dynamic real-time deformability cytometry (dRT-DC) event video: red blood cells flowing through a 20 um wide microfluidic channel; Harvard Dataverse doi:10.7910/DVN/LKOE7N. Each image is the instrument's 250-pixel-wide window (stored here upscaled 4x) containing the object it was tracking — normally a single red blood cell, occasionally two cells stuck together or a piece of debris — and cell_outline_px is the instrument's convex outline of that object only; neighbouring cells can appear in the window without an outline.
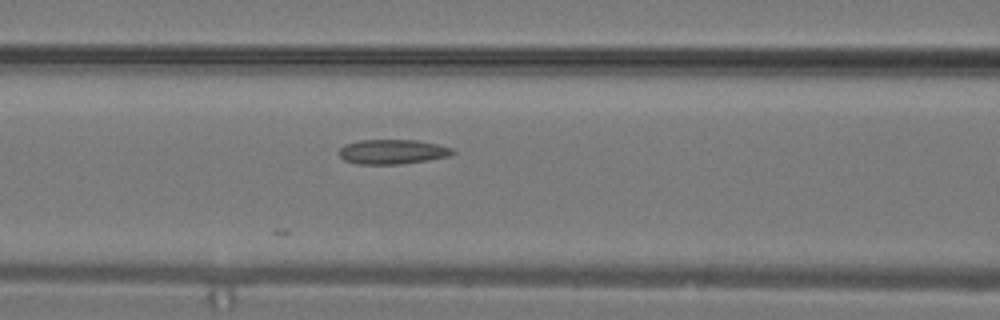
{"species": "common noctule bat (a hibernating species)", "species_latin": "Nyctalus noctula", "temperature_condition": "warm", "stored_images_in_passage": 5, "camera_frame_rate_fps": 3000, "um_per_image_px": 0.085, "animal": {"sex": "male", "body_mass_g": 19.2, "forearm_length_mm": 51.8}, "frame": {"image": 1, "passage_image": 4, "time_ms": 1.0, "image_size_px": [1000, 320], "cell_outline_px": [[456, 152], [452, 156], [428, 160], [400, 164], [356, 164], [344, 160], [340, 156], [340, 148], [344, 144], [360, 140], [416, 140], [436, 144], [452, 148]], "centroid_in_image_um": [33.37, 12.9], "position_along_channel_um": 133.2, "area_um2": 16.36}}